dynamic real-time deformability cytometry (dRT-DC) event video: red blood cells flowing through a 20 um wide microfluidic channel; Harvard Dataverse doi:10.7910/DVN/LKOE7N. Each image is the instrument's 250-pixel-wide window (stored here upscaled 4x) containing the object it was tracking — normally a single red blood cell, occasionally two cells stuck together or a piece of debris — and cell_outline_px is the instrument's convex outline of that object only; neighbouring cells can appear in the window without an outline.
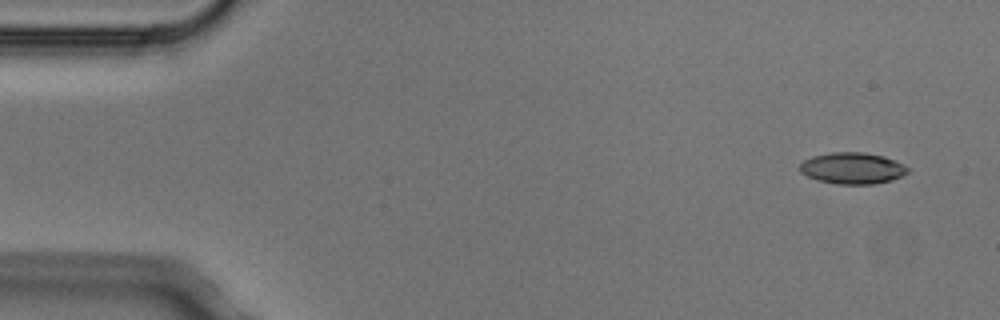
{"species": "Egyptian fruit bat (a non-hibernating species)", "species_latin": "Rousettus aegyptiacus", "temperature_condition": "cold", "stored_images_in_passage": 4, "camera_frame_rate_fps": 3000, "um_per_image_px": 0.085, "animal": {"sex": "male"}, "frame": {"image": 1, "passage_image": 1, "time_ms": 0.0, "image_size_px": [1000, 320], "cell_outline_px": [[908, 172], [892, 180], [872, 184], [836, 184], [816, 180], [800, 172], [800, 164], [804, 160], [812, 156], [832, 152], [864, 152], [884, 156], [904, 164], [908, 168]], "centroid_in_image_um": [72.44, 14.29], "position_along_channel_um": 12.6, "area_um2": 19.77}}
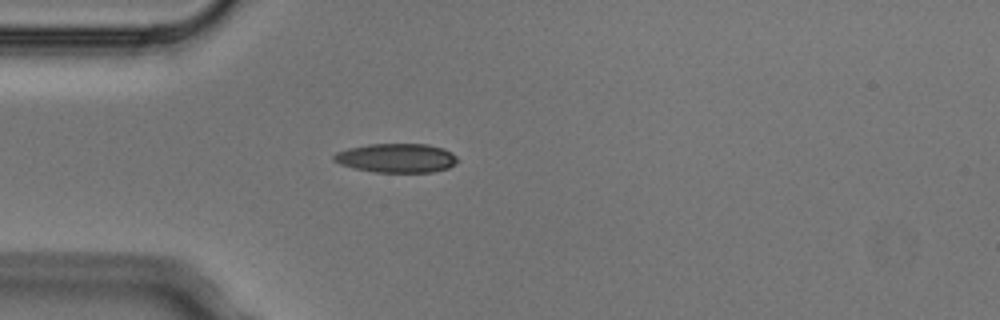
{"frame": {"image": 2, "passage_image": 4, "time_ms": 1.0, "image_size_px": [1000, 320], "cell_outline_px": [[460, 160], [456, 164], [448, 168], [432, 172], [376, 172], [352, 168], [340, 164], [332, 160], [332, 156], [336, 152], [348, 148], [368, 144], [428, 144], [444, 148], [452, 152]], "centroid_in_image_um": [33.71, 13.43], "position_along_channel_um": 51.3, "area_um2": 21.21}}